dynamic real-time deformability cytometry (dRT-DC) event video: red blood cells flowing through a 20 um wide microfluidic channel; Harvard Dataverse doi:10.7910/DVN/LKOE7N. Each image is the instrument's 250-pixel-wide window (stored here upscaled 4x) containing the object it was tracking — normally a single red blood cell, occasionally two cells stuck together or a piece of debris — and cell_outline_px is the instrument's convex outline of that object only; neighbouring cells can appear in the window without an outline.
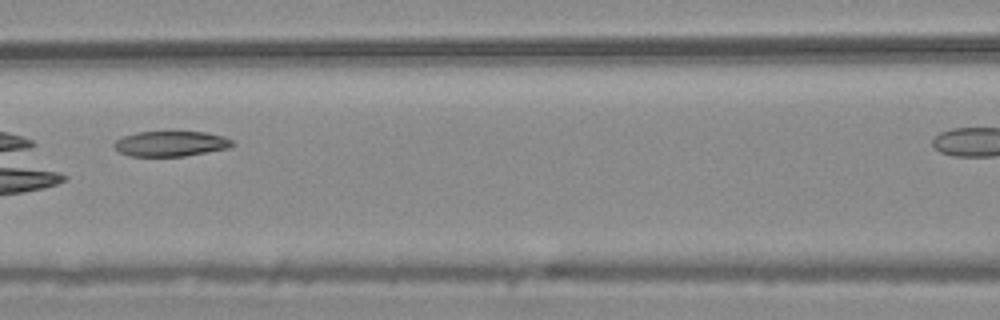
{"species": "common noctule bat (a hibernating species)", "species_latin": "Nyctalus noctula", "temperature_condition": "warm", "stored_images_in_passage": 9, "camera_frame_rate_fps": 3000, "um_per_image_px": 0.085, "animal": {"sex": "male", "body_mass_g": 20.4}, "frame": {"image": 1, "passage_image": 6, "time_ms": 1.667, "image_size_px": [1000, 320], "cell_outline_px": [[236, 144], [228, 148], [184, 156], [128, 156], [120, 152], [112, 144], [116, 140], [124, 136], [136, 132], [208, 132], [224, 136], [232, 140]], "centroid_in_image_um": [14.53, 12.21], "position_along_channel_um": 152.1, "area_um2": 17.4}}